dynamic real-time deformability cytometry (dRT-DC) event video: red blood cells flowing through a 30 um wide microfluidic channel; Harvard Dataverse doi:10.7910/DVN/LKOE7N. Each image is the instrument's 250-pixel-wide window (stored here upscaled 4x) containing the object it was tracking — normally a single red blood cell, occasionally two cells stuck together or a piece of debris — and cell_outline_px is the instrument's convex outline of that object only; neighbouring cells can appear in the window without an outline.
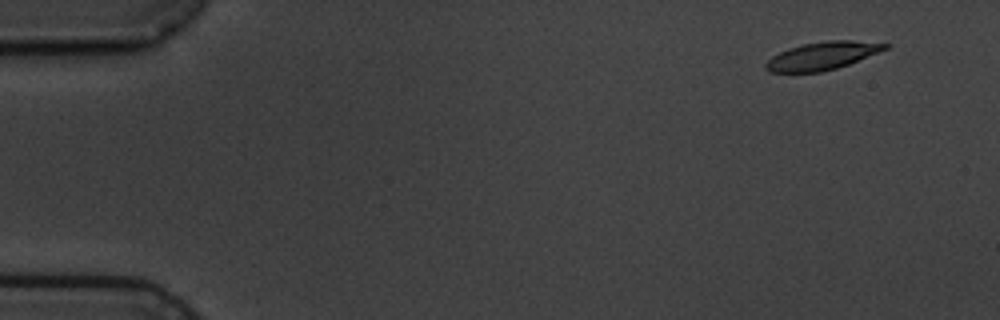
{"species": "common noctule bat (a hibernating species)", "species_latin": "Nyctalus noctula", "temperature_condition": "cold", "stored_images_in_passage": 6, "camera_frame_rate_fps": 3000, "um_per_image_px": 0.085, "animal": {"sex": "male", "body_mass_g": 19.5, "forearm_length_mm": 54.6}, "frame": {"image": 1, "passage_image": 2, "time_ms": 1.0, "image_size_px": [1000, 320], "cell_outline_px": [[892, 44], [888, 48], [848, 64], [836, 68], [820, 72], [768, 72], [764, 68], [764, 64], [772, 56], [788, 48], [804, 44], [828, 40], [852, 40]], "centroid_in_image_um": [69.87, 4.74], "position_along_channel_um": 15.1, "area_um2": 19.25}}
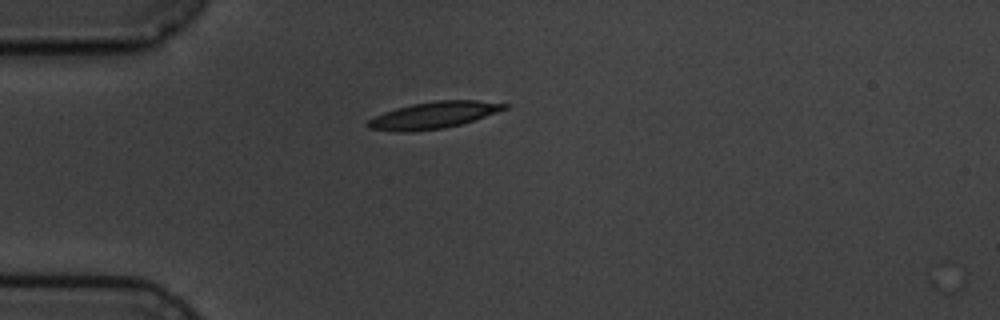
{"frame": {"image": 2, "passage_image": 5, "time_ms": 4.667, "image_size_px": [1000, 320], "cell_outline_px": [[508, 108], [460, 124], [444, 128], [404, 132], [392, 132], [368, 128], [364, 124], [368, 120], [384, 112], [396, 108], [412, 104], [436, 100], [476, 100], [508, 104]], "centroid_in_image_um": [36.79, 9.79], "position_along_channel_um": 48.2, "area_um2": 21.1}}